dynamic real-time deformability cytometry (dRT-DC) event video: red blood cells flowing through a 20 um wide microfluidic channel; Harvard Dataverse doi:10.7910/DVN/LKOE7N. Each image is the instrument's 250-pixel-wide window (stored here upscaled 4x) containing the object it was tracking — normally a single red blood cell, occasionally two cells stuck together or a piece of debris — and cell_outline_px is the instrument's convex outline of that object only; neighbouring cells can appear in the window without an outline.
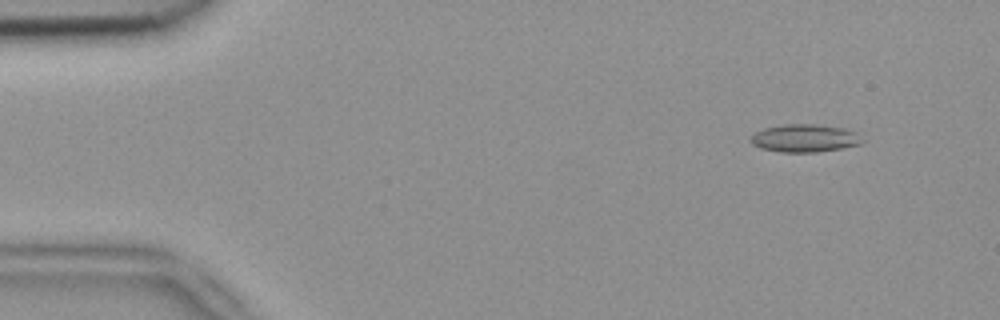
{"species": "common noctule bat (a hibernating species)", "species_latin": "Nyctalus noctula", "temperature_condition": "room temperature", "stored_images_in_passage": 3, "camera_frame_rate_fps": 3000, "um_per_image_px": 0.085, "animal": {"sex": "female", "body_mass_g": 18.4}, "frame": {"image": 1, "passage_image": 1, "time_ms": 0.0, "image_size_px": [1000, 320], "cell_outline_px": [[864, 140], [860, 144], [840, 148], [816, 152], [780, 152], [760, 148], [752, 144], [748, 140], [756, 132], [764, 128], [784, 124], [812, 124], [844, 128], [856, 132]], "centroid_in_image_um": [68.37, 11.75], "position_along_channel_um": 16.6, "area_um2": 18.03}}